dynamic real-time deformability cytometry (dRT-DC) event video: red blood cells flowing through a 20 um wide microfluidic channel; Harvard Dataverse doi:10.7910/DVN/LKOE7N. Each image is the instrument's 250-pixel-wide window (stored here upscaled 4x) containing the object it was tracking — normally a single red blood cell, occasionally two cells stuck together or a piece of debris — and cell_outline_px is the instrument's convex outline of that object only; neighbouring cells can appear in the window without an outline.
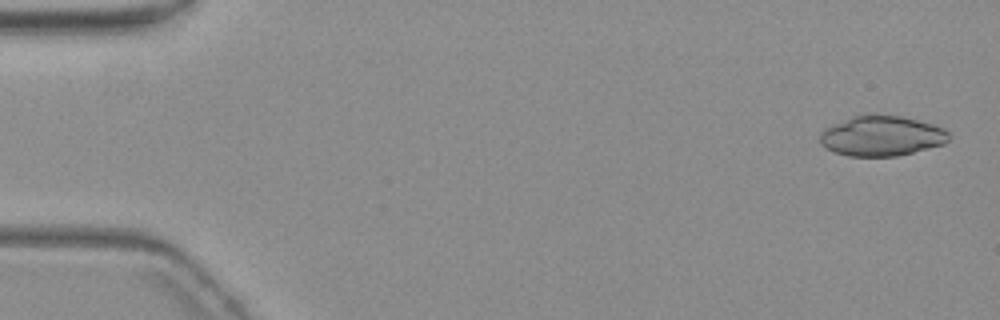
{"species": "common noctule bat (a hibernating species)", "species_latin": "Nyctalus noctula", "temperature_condition": "warm", "stored_images_in_passage": 3, "camera_frame_rate_fps": 3000, "um_per_image_px": 0.085, "animal": {"sex": "female", "body_mass_g": 19.3, "forearm_length_mm": 54.1}, "frame": {"image": 1, "passage_image": 1, "time_ms": 0.0, "image_size_px": [1000, 320], "cell_outline_px": [[948, 140], [944, 144], [896, 156], [848, 156], [836, 152], [820, 144], [820, 132], [824, 128], [832, 124], [852, 116], [868, 112], [876, 112], [900, 116], [932, 124], [944, 128], [948, 132]], "centroid_in_image_um": [74.9, 11.52], "position_along_channel_um": 10.1, "area_um2": 30.46}}